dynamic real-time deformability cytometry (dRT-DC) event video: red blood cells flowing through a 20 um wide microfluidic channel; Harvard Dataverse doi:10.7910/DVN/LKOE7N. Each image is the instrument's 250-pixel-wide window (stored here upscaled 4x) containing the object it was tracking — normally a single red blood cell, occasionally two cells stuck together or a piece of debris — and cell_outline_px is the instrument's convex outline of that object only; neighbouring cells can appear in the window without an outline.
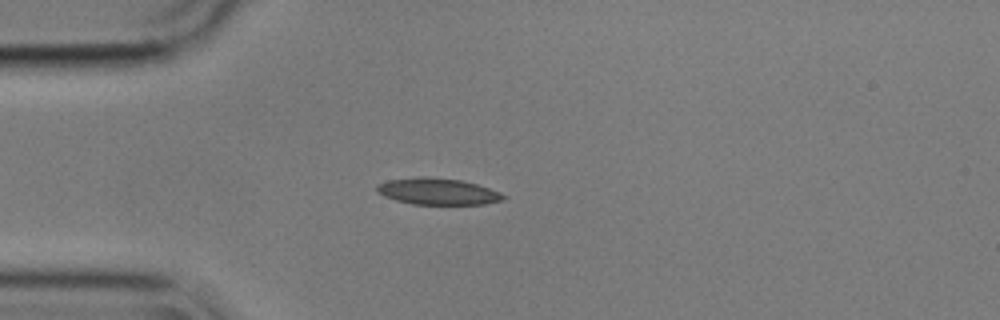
{"species": "common noctule bat (a hibernating species)", "species_latin": "Nyctalus noctula", "temperature_condition": "cold", "stored_images_in_passage": 6, "camera_frame_rate_fps": 3000, "um_per_image_px": 0.085, "animal": {"sex": "male", "body_mass_g": 17.9}, "frame": {"image": 1, "passage_image": 1, "time_ms": 0.0, "image_size_px": [1000, 320], "cell_outline_px": [[508, 196], [504, 200], [484, 204], [412, 204], [396, 200], [384, 196], [376, 192], [376, 184], [388, 180], [420, 176], [460, 180], [476, 184], [500, 192]], "centroid_in_image_um": [37.19, 16.27], "position_along_channel_um": 47.8, "area_um2": 19.54}}